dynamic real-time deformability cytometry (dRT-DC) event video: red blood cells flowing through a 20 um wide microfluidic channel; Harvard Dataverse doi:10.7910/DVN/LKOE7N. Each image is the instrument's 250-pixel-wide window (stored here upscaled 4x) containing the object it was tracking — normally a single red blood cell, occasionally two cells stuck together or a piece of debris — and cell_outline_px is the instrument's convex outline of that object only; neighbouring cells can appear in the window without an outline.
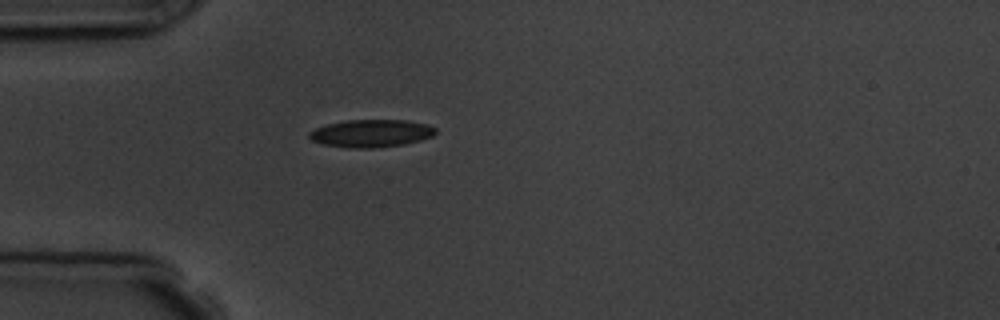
{"species": "common noctule bat (a hibernating species)", "species_latin": "Nyctalus noctula", "temperature_condition": "room temperature", "stored_images_in_passage": 2, "camera_frame_rate_fps": 3000, "um_per_image_px": 0.085, "animal": {"sex": "male", "body_mass_g": 19.5, "forearm_length_mm": 54.6}, "frame": {"image": 1, "passage_image": 2, "time_ms": 1.333, "image_size_px": [1000, 320], "cell_outline_px": [[436, 132], [432, 136], [420, 140], [404, 144], [372, 148], [352, 148], [324, 144], [312, 140], [308, 136], [308, 132], [316, 128], [328, 124], [348, 120], [404, 120], [428, 124], [436, 128]], "centroid_in_image_um": [31.56, 11.33], "position_along_channel_um": 53.4, "area_um2": 20.17}}